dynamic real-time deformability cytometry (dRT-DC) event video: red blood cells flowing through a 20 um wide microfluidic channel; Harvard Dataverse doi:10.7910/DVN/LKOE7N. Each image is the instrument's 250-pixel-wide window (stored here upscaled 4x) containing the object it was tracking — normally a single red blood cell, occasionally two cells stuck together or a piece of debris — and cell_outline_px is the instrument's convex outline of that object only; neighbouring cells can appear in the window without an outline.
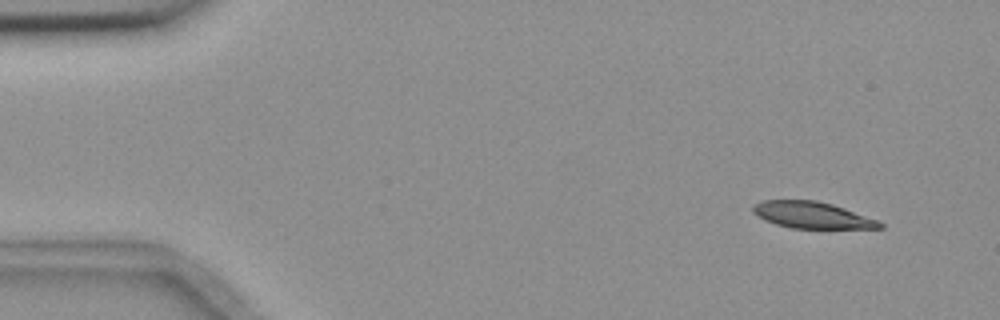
{"species": "common noctule bat (a hibernating species)", "species_latin": "Nyctalus noctula", "temperature_condition": "room temperature", "stored_images_in_passage": 5, "camera_frame_rate_fps": 3000, "um_per_image_px": 0.085, "animal": {"sex": "female", "body_mass_g": 18.4}, "frame": {"image": 1, "passage_image": 1, "time_ms": 0.0, "image_size_px": [1000, 320], "cell_outline_px": [[884, 228], [792, 228], [776, 224], [764, 220], [752, 212], [752, 204], [764, 200], [816, 200], [832, 204], [844, 208], [876, 220], [884, 224]], "centroid_in_image_um": [68.97, 18.27], "position_along_channel_um": 16.0, "area_um2": 19.48}}
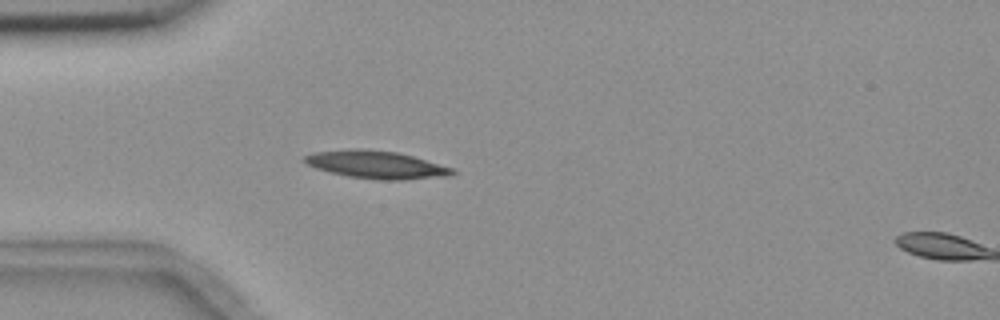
{"frame": {"image": 2, "passage_image": 4, "time_ms": 3.667, "image_size_px": [1000, 320], "cell_outline_px": [[456, 172], [452, 176], [400, 180], [380, 180], [348, 176], [328, 172], [316, 168], [300, 160], [304, 156], [312, 152], [348, 148], [360, 148], [396, 152], [412, 156], [452, 168]], "centroid_in_image_um": [31.93, 13.99], "position_along_channel_um": 53.1, "area_um2": 24.04}}